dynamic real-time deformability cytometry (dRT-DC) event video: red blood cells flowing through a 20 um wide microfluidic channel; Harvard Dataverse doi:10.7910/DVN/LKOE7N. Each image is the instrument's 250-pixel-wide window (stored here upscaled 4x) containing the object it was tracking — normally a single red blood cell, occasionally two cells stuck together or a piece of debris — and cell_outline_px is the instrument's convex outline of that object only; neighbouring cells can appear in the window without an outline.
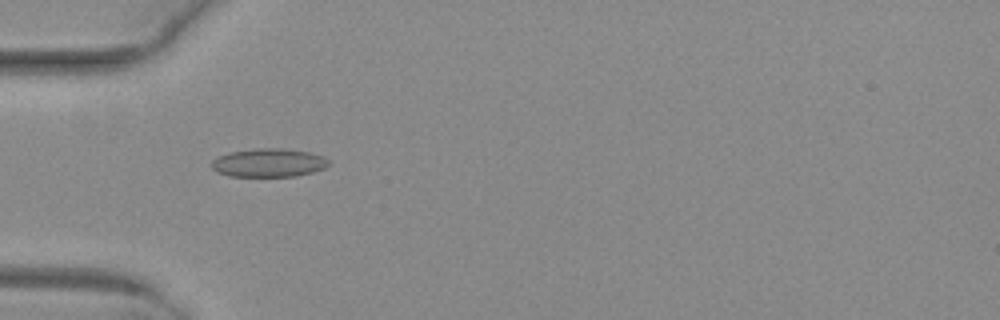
{"species": "common noctule bat (a hibernating species)", "species_latin": "Nyctalus noctula", "temperature_condition": "warm", "stored_images_in_passage": 52, "camera_frame_rate_fps": 3000, "um_per_image_px": 0.085, "animal": {"sex": "female", "body_mass_g": 29.2, "forearm_length_mm": 56.3}, "frame": {"image": 1, "passage_image": 17, "time_ms": 5.333, "image_size_px": [1000, 320], "cell_outline_px": [[328, 164], [324, 168], [312, 172], [296, 176], [228, 176], [216, 172], [212, 168], [212, 160], [220, 156], [232, 152], [252, 148], [284, 148], [308, 152], [324, 156], [328, 160]], "centroid_in_image_um": [22.83, 13.83], "position_along_channel_um": 62.2, "area_um2": 19.36}}
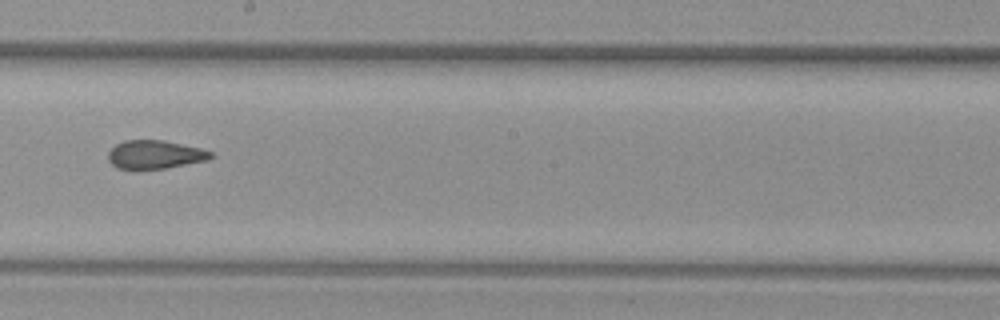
{"frame": {"image": 2, "passage_image": 30, "time_ms": 9.667, "image_size_px": [1000, 320], "cell_outline_px": [[212, 156], [208, 160], [164, 168], [116, 168], [108, 160], [108, 152], [116, 144], [124, 140], [164, 140], [200, 148], [212, 152]], "centroid_in_image_um": [13.16, 13.12], "position_along_channel_um": 235.0, "area_um2": 16.76}}
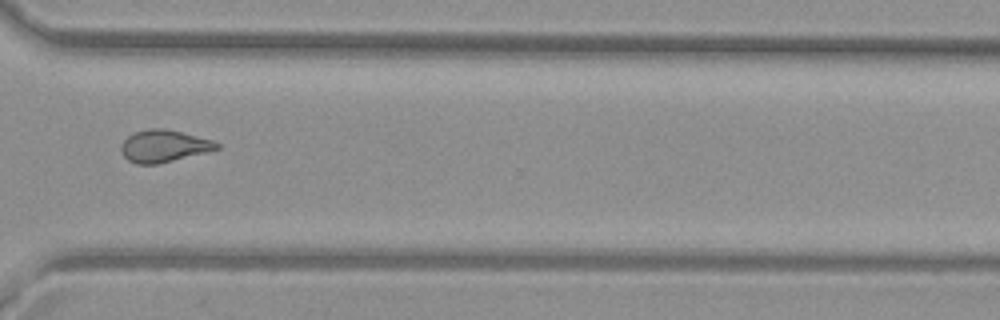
{"frame": {"image": 3, "passage_image": 39, "time_ms": 12.667, "image_size_px": [1000, 320], "cell_outline_px": [[220, 148], [208, 152], [156, 164], [136, 164], [128, 160], [120, 152], [120, 144], [128, 136], [136, 132], [148, 128], [164, 128], [212, 140], [220, 144]], "centroid_in_image_um": [13.9, 12.42], "position_along_channel_um": 356.7, "area_um2": 17.86}, "authors_computed_cell_mechanics": {"area_um2": 18.496, "velocity_mm_per_s": 4.0508, "shape_relaxation_time_tau1_ms": null, "shape_relaxation_time_tau2_ms": 1.2245, "deformation_change_tau1": null, "deformation_change_tau2": 0.0696}}